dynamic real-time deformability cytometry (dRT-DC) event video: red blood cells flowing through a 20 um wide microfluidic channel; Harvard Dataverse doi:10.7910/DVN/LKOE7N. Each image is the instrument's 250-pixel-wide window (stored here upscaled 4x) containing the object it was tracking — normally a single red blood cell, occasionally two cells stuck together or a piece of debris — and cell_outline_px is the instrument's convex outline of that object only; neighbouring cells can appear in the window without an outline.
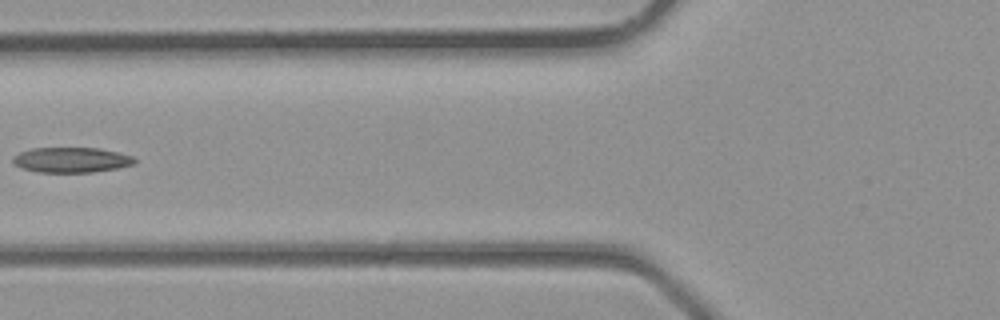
{"species": "common noctule bat (a hibernating species)", "species_latin": "Nyctalus noctula", "temperature_condition": "room temperature", "stored_images_in_passage": 3, "camera_frame_rate_fps": 3000, "um_per_image_px": 0.085, "animal": {"sex": "male", "body_mass_g": 23.1, "forearm_length_mm": 52.7}, "frame": {"image": 1, "passage_image": 3, "time_ms": 0.667, "image_size_px": [1000, 320], "cell_outline_px": [[136, 164], [116, 168], [92, 172], [36, 172], [20, 168], [12, 164], [12, 156], [20, 152], [32, 148], [100, 148], [132, 156], [136, 160]], "centroid_in_image_um": [6.01, 13.59], "position_along_channel_um": 119.8, "area_um2": 17.98}}